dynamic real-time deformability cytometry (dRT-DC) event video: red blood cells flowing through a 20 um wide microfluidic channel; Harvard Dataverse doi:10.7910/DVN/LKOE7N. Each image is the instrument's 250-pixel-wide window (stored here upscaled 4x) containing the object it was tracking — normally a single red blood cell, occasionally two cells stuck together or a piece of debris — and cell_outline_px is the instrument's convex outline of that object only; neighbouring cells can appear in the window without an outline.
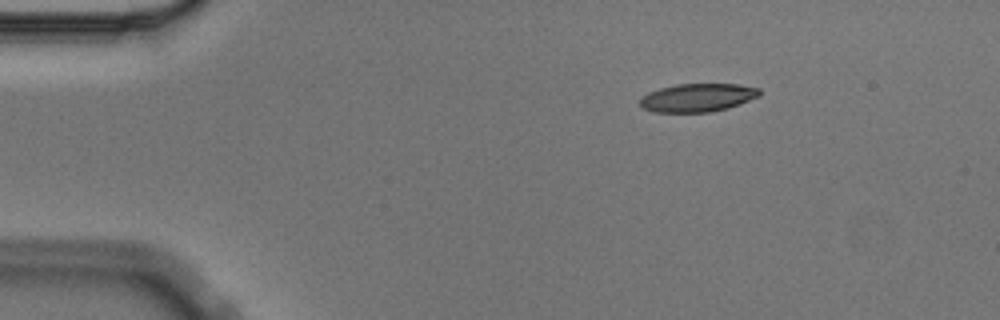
{"species": "Egyptian fruit bat (a non-hibernating species)", "species_latin": "Rousettus aegyptiacus", "temperature_condition": "cold", "stored_images_in_passage": 3, "camera_frame_rate_fps": 3000, "um_per_image_px": 0.085, "animal": {"sex": "male"}, "frame": {"image": 1, "passage_image": 1, "time_ms": 0.0, "image_size_px": [1000, 320], "cell_outline_px": [[760, 96], [728, 108], [708, 112], [652, 112], [640, 108], [640, 96], [648, 92], [660, 88], [676, 84], [736, 84], [760, 88]], "centroid_in_image_um": [59.25, 8.3], "position_along_channel_um": 25.8, "area_um2": 19.83}}